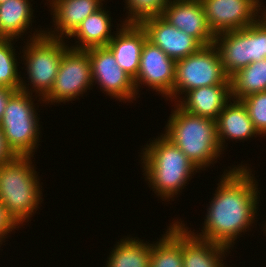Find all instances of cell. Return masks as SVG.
Segmentation results:
<instances>
[{"label": "cell", "instance_id": "24", "mask_svg": "<svg viewBox=\"0 0 266 267\" xmlns=\"http://www.w3.org/2000/svg\"><path fill=\"white\" fill-rule=\"evenodd\" d=\"M232 99L266 91V58L252 62L230 77Z\"/></svg>", "mask_w": 266, "mask_h": 267}, {"label": "cell", "instance_id": "7", "mask_svg": "<svg viewBox=\"0 0 266 267\" xmlns=\"http://www.w3.org/2000/svg\"><path fill=\"white\" fill-rule=\"evenodd\" d=\"M218 84H231L230 77L216 47L213 44L202 46L197 52L176 61L173 92L166 100L176 103L181 95L192 89Z\"/></svg>", "mask_w": 266, "mask_h": 267}, {"label": "cell", "instance_id": "28", "mask_svg": "<svg viewBox=\"0 0 266 267\" xmlns=\"http://www.w3.org/2000/svg\"><path fill=\"white\" fill-rule=\"evenodd\" d=\"M246 106L255 130L266 136V91L253 93L241 99Z\"/></svg>", "mask_w": 266, "mask_h": 267}, {"label": "cell", "instance_id": "11", "mask_svg": "<svg viewBox=\"0 0 266 267\" xmlns=\"http://www.w3.org/2000/svg\"><path fill=\"white\" fill-rule=\"evenodd\" d=\"M175 64L174 59L147 40L142 49L139 72L133 80L137 96L144 85L166 100L173 92Z\"/></svg>", "mask_w": 266, "mask_h": 267}, {"label": "cell", "instance_id": "17", "mask_svg": "<svg viewBox=\"0 0 266 267\" xmlns=\"http://www.w3.org/2000/svg\"><path fill=\"white\" fill-rule=\"evenodd\" d=\"M33 0H9L0 4V38L18 39L23 37L25 33L29 35L27 39L30 40L45 34V30L40 27L33 30L32 23H34L35 16L31 4ZM34 17V18H33ZM33 19V20H32ZM32 26V28L30 27ZM31 29V32L28 31ZM39 29V30H38ZM28 31V32H27ZM30 37V38H29Z\"/></svg>", "mask_w": 266, "mask_h": 267}, {"label": "cell", "instance_id": "22", "mask_svg": "<svg viewBox=\"0 0 266 267\" xmlns=\"http://www.w3.org/2000/svg\"><path fill=\"white\" fill-rule=\"evenodd\" d=\"M165 231L151 243L149 267H183L182 223L177 218Z\"/></svg>", "mask_w": 266, "mask_h": 267}, {"label": "cell", "instance_id": "33", "mask_svg": "<svg viewBox=\"0 0 266 267\" xmlns=\"http://www.w3.org/2000/svg\"><path fill=\"white\" fill-rule=\"evenodd\" d=\"M263 225H264V228H263V230H262V231H264V233H265V236H266V221H265V223H264V224H262V227H263Z\"/></svg>", "mask_w": 266, "mask_h": 267}, {"label": "cell", "instance_id": "1", "mask_svg": "<svg viewBox=\"0 0 266 267\" xmlns=\"http://www.w3.org/2000/svg\"><path fill=\"white\" fill-rule=\"evenodd\" d=\"M242 163L228 167L229 170L225 169L220 176L217 190L207 206L201 232L191 231L182 219L179 220L194 236L233 249L237 239L257 223L261 190L252 174L253 169Z\"/></svg>", "mask_w": 266, "mask_h": 267}, {"label": "cell", "instance_id": "8", "mask_svg": "<svg viewBox=\"0 0 266 267\" xmlns=\"http://www.w3.org/2000/svg\"><path fill=\"white\" fill-rule=\"evenodd\" d=\"M92 87V71L87 50L68 47L60 60L54 85L42 100L46 105L62 102L65 104L83 97Z\"/></svg>", "mask_w": 266, "mask_h": 267}, {"label": "cell", "instance_id": "34", "mask_svg": "<svg viewBox=\"0 0 266 267\" xmlns=\"http://www.w3.org/2000/svg\"><path fill=\"white\" fill-rule=\"evenodd\" d=\"M6 1H9V0H0V4L3 3V2H6Z\"/></svg>", "mask_w": 266, "mask_h": 267}, {"label": "cell", "instance_id": "23", "mask_svg": "<svg viewBox=\"0 0 266 267\" xmlns=\"http://www.w3.org/2000/svg\"><path fill=\"white\" fill-rule=\"evenodd\" d=\"M116 243L107 256L105 267H149L151 243L131 235Z\"/></svg>", "mask_w": 266, "mask_h": 267}, {"label": "cell", "instance_id": "31", "mask_svg": "<svg viewBox=\"0 0 266 267\" xmlns=\"http://www.w3.org/2000/svg\"><path fill=\"white\" fill-rule=\"evenodd\" d=\"M15 92L13 89L0 87V121L3 117L9 97Z\"/></svg>", "mask_w": 266, "mask_h": 267}, {"label": "cell", "instance_id": "16", "mask_svg": "<svg viewBox=\"0 0 266 267\" xmlns=\"http://www.w3.org/2000/svg\"><path fill=\"white\" fill-rule=\"evenodd\" d=\"M231 100V84H218L192 89L181 96L176 104L187 113L216 121Z\"/></svg>", "mask_w": 266, "mask_h": 267}, {"label": "cell", "instance_id": "6", "mask_svg": "<svg viewBox=\"0 0 266 267\" xmlns=\"http://www.w3.org/2000/svg\"><path fill=\"white\" fill-rule=\"evenodd\" d=\"M66 41V42H65ZM65 39H57L43 34L34 39L27 40L20 56L23 70L27 71L28 77L21 79L20 90L29 94L35 93L40 104L43 98L51 91L55 77L58 73L60 60L64 51L69 47ZM28 82V84L26 82ZM30 83V84H29ZM31 87H30V86Z\"/></svg>", "mask_w": 266, "mask_h": 267}, {"label": "cell", "instance_id": "13", "mask_svg": "<svg viewBox=\"0 0 266 267\" xmlns=\"http://www.w3.org/2000/svg\"><path fill=\"white\" fill-rule=\"evenodd\" d=\"M140 25L146 31L148 41L175 61L186 58L202 47L194 37L170 25L161 16L144 20Z\"/></svg>", "mask_w": 266, "mask_h": 267}, {"label": "cell", "instance_id": "19", "mask_svg": "<svg viewBox=\"0 0 266 267\" xmlns=\"http://www.w3.org/2000/svg\"><path fill=\"white\" fill-rule=\"evenodd\" d=\"M229 250L226 246L194 236L182 224L183 267H229L223 262L230 254Z\"/></svg>", "mask_w": 266, "mask_h": 267}, {"label": "cell", "instance_id": "30", "mask_svg": "<svg viewBox=\"0 0 266 267\" xmlns=\"http://www.w3.org/2000/svg\"><path fill=\"white\" fill-rule=\"evenodd\" d=\"M15 157L12 151L8 148L3 132L0 129V165L9 162Z\"/></svg>", "mask_w": 266, "mask_h": 267}, {"label": "cell", "instance_id": "26", "mask_svg": "<svg viewBox=\"0 0 266 267\" xmlns=\"http://www.w3.org/2000/svg\"><path fill=\"white\" fill-rule=\"evenodd\" d=\"M170 0H125L124 24H141L144 20L160 17ZM128 10V11H127Z\"/></svg>", "mask_w": 266, "mask_h": 267}, {"label": "cell", "instance_id": "5", "mask_svg": "<svg viewBox=\"0 0 266 267\" xmlns=\"http://www.w3.org/2000/svg\"><path fill=\"white\" fill-rule=\"evenodd\" d=\"M32 97L36 99L38 96L22 90L15 91L9 97L0 121L6 144L15 156L34 157L41 142L39 105L34 103Z\"/></svg>", "mask_w": 266, "mask_h": 267}, {"label": "cell", "instance_id": "29", "mask_svg": "<svg viewBox=\"0 0 266 267\" xmlns=\"http://www.w3.org/2000/svg\"><path fill=\"white\" fill-rule=\"evenodd\" d=\"M21 228L14 219L8 214L5 206L0 202V247L6 242L9 234L15 232L14 230Z\"/></svg>", "mask_w": 266, "mask_h": 267}, {"label": "cell", "instance_id": "21", "mask_svg": "<svg viewBox=\"0 0 266 267\" xmlns=\"http://www.w3.org/2000/svg\"><path fill=\"white\" fill-rule=\"evenodd\" d=\"M213 45L229 77L249 65L248 26L216 35Z\"/></svg>", "mask_w": 266, "mask_h": 267}, {"label": "cell", "instance_id": "12", "mask_svg": "<svg viewBox=\"0 0 266 267\" xmlns=\"http://www.w3.org/2000/svg\"><path fill=\"white\" fill-rule=\"evenodd\" d=\"M161 17L170 25L194 37L202 46L213 44L201 0H170Z\"/></svg>", "mask_w": 266, "mask_h": 267}, {"label": "cell", "instance_id": "3", "mask_svg": "<svg viewBox=\"0 0 266 267\" xmlns=\"http://www.w3.org/2000/svg\"><path fill=\"white\" fill-rule=\"evenodd\" d=\"M174 104L163 134L192 161L199 171H204L206 167L209 168L211 164L217 163L224 154L218 141L217 122L187 113L176 103Z\"/></svg>", "mask_w": 266, "mask_h": 267}, {"label": "cell", "instance_id": "20", "mask_svg": "<svg viewBox=\"0 0 266 267\" xmlns=\"http://www.w3.org/2000/svg\"><path fill=\"white\" fill-rule=\"evenodd\" d=\"M110 11L101 7L93 14L87 16L77 27V29L67 38L75 40V43L68 44L75 49L87 50L93 47H106L113 38L116 31H112L114 24L110 16Z\"/></svg>", "mask_w": 266, "mask_h": 267}, {"label": "cell", "instance_id": "14", "mask_svg": "<svg viewBox=\"0 0 266 267\" xmlns=\"http://www.w3.org/2000/svg\"><path fill=\"white\" fill-rule=\"evenodd\" d=\"M51 11L53 25L45 28V34L52 38L67 39L90 14L102 6L105 0H46ZM49 1V2H48ZM49 3V4H48ZM50 29V30H49Z\"/></svg>", "mask_w": 266, "mask_h": 267}, {"label": "cell", "instance_id": "25", "mask_svg": "<svg viewBox=\"0 0 266 267\" xmlns=\"http://www.w3.org/2000/svg\"><path fill=\"white\" fill-rule=\"evenodd\" d=\"M16 42L11 38H0V87L15 91L20 90L22 79L21 71L18 70V63L22 62L17 61L19 55L14 47Z\"/></svg>", "mask_w": 266, "mask_h": 267}, {"label": "cell", "instance_id": "15", "mask_svg": "<svg viewBox=\"0 0 266 267\" xmlns=\"http://www.w3.org/2000/svg\"><path fill=\"white\" fill-rule=\"evenodd\" d=\"M120 23L106 47L113 53L119 67L134 80L139 72L142 49L148 38L140 24H124L121 20Z\"/></svg>", "mask_w": 266, "mask_h": 267}, {"label": "cell", "instance_id": "27", "mask_svg": "<svg viewBox=\"0 0 266 267\" xmlns=\"http://www.w3.org/2000/svg\"><path fill=\"white\" fill-rule=\"evenodd\" d=\"M249 65L266 58V18L248 26Z\"/></svg>", "mask_w": 266, "mask_h": 267}, {"label": "cell", "instance_id": "4", "mask_svg": "<svg viewBox=\"0 0 266 267\" xmlns=\"http://www.w3.org/2000/svg\"><path fill=\"white\" fill-rule=\"evenodd\" d=\"M32 159L31 156H15L0 165V202L22 227L31 221L43 202L42 182L40 184Z\"/></svg>", "mask_w": 266, "mask_h": 267}, {"label": "cell", "instance_id": "18", "mask_svg": "<svg viewBox=\"0 0 266 267\" xmlns=\"http://www.w3.org/2000/svg\"><path fill=\"white\" fill-rule=\"evenodd\" d=\"M217 135L224 152L226 141H247L260 137L250 119L246 106L241 100L232 99L220 112L217 120Z\"/></svg>", "mask_w": 266, "mask_h": 267}, {"label": "cell", "instance_id": "10", "mask_svg": "<svg viewBox=\"0 0 266 267\" xmlns=\"http://www.w3.org/2000/svg\"><path fill=\"white\" fill-rule=\"evenodd\" d=\"M201 1L209 29L215 36L245 28L263 16V0Z\"/></svg>", "mask_w": 266, "mask_h": 267}, {"label": "cell", "instance_id": "9", "mask_svg": "<svg viewBox=\"0 0 266 267\" xmlns=\"http://www.w3.org/2000/svg\"><path fill=\"white\" fill-rule=\"evenodd\" d=\"M89 54L93 86L97 84L102 93L123 103L136 101L137 93L133 79L117 64L107 47L87 49Z\"/></svg>", "mask_w": 266, "mask_h": 267}, {"label": "cell", "instance_id": "2", "mask_svg": "<svg viewBox=\"0 0 266 267\" xmlns=\"http://www.w3.org/2000/svg\"><path fill=\"white\" fill-rule=\"evenodd\" d=\"M141 149L142 175L149 183L150 190L164 202L170 199L174 201L192 176L199 172L192 161L163 133L154 140L149 139Z\"/></svg>", "mask_w": 266, "mask_h": 267}, {"label": "cell", "instance_id": "32", "mask_svg": "<svg viewBox=\"0 0 266 267\" xmlns=\"http://www.w3.org/2000/svg\"><path fill=\"white\" fill-rule=\"evenodd\" d=\"M263 16L266 18V6H263Z\"/></svg>", "mask_w": 266, "mask_h": 267}]
</instances>
